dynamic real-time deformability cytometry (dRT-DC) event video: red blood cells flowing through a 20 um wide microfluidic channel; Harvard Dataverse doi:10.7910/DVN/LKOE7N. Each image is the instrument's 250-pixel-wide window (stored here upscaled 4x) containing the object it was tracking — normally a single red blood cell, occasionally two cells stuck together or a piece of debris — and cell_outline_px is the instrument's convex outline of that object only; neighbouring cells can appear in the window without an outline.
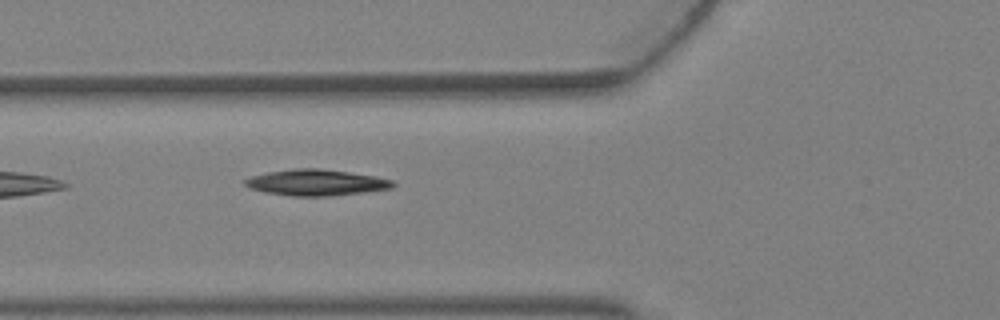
{"species": "Egyptian fruit bat (a non-hibernating species)", "species_latin": "Rousettus aegyptiacus", "temperature_condition": "warm", "stored_images_in_passage": 3, "camera_frame_rate_fps": 3000, "um_per_image_px": 0.085, "animal": {"sex": "female"}, "frame": {"image": 1, "passage_image": 3, "time_ms": 0.667, "image_size_px": [1000, 320], "cell_outline_px": [[396, 184], [392, 188], [368, 192], [332, 196], [292, 196], [264, 192], [252, 188], [244, 184], [244, 180], [252, 176], [268, 172], [292, 168], [320, 168], [376, 176], [392, 180]], "centroid_in_image_um": [26.91, 15.52], "position_along_channel_um": 98.9, "area_um2": 22.6}}